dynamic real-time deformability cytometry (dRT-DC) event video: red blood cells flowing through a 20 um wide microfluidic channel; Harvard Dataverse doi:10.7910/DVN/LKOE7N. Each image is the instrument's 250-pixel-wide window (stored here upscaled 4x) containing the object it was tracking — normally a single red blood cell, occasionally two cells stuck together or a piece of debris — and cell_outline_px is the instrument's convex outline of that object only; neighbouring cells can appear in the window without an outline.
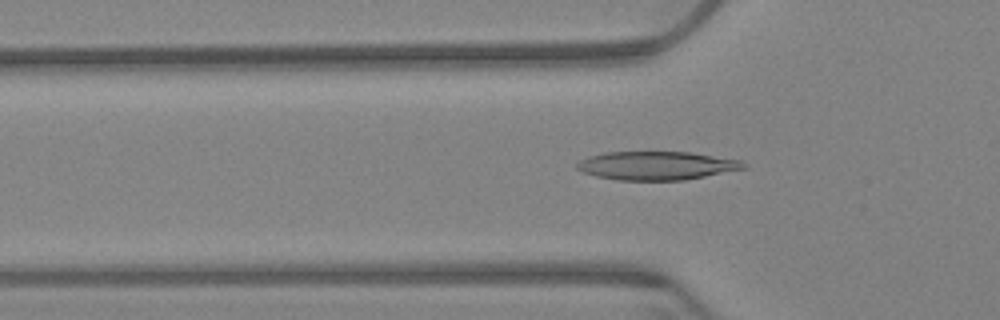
{"species": "Egyptian fruit bat (a non-hibernating species)", "species_latin": "Rousettus aegyptiacus", "temperature_condition": "warm", "stored_images_in_passage": 61, "camera_frame_rate_fps": 3000, "um_per_image_px": 0.085, "animal": {"sex": "female"}, "frame": {"image": 1, "passage_image": 20, "time_ms": 6.333, "image_size_px": [1000, 320], "cell_outline_px": [[748, 168], [684, 180], [616, 180], [596, 176], [584, 172], [576, 168], [576, 164], [580, 160], [588, 156], [604, 152], [688, 152], [740, 160], [748, 164]], "centroid_in_image_um": [55.81, 14.08], "position_along_channel_um": 70.0, "area_um2": 27.69}}
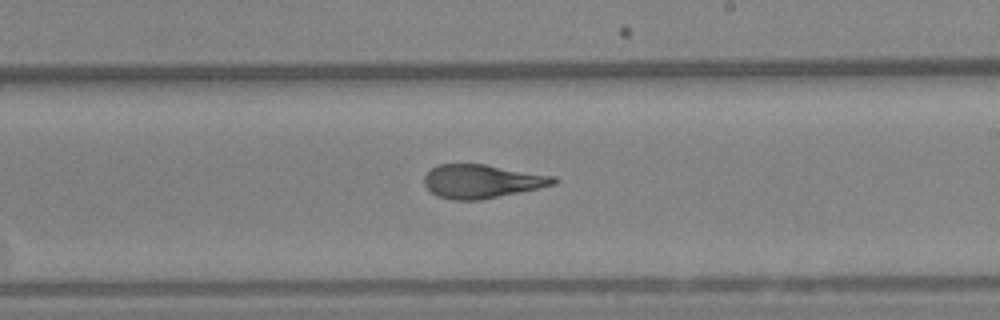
{"frame": {"image": 2, "passage_image": 36, "time_ms": 11.667, "image_size_px": [1000, 320], "cell_outline_px": [[560, 180], [556, 184], [540, 188], [480, 200], [452, 200], [436, 196], [424, 184], [424, 176], [432, 168], [440, 164], [484, 164], [556, 176]], "centroid_in_image_um": [40.99, 15.41], "position_along_channel_um": 248.0, "area_um2": 25.43}}
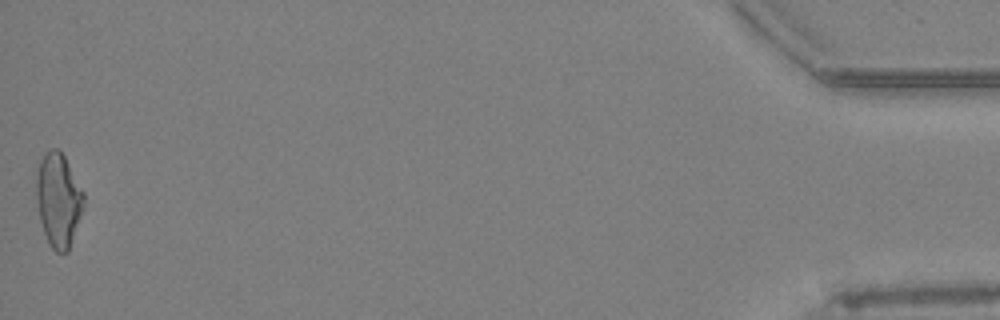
{"frame": {"image": 3, "passage_image": 61, "time_ms": 20.0, "image_size_px": [1000, 320], "cell_outline_px": [[84, 204], [68, 252], [56, 252], [48, 244], [40, 220], [36, 200], [36, 172], [40, 160], [44, 152], [52, 148], [56, 148], [64, 156], [84, 192]], "centroid_in_image_um": [4.94, 16.98], "position_along_channel_um": 430.3, "area_um2": 25.84}, "authors_computed_cell_mechanics": {"area_um2": 26.01, "velocity_mm_per_s": 3.3447, "shape_relaxation_time_tau1_ms": 10.8163, "shape_relaxation_time_tau2_ms": 1.9669, "deformation_change_tau1": 0.2696, "deformation_change_tau2": 0.0987}}